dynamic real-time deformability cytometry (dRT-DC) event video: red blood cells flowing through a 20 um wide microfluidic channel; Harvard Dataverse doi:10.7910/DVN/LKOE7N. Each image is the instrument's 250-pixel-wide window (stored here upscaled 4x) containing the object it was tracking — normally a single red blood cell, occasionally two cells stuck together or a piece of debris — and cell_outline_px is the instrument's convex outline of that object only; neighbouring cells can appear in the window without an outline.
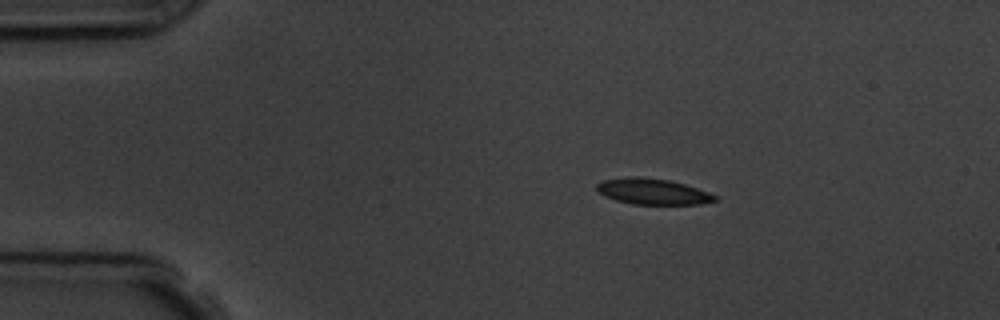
{"species": "common noctule bat (a hibernating species)", "species_latin": "Nyctalus noctula", "temperature_condition": "room temperature", "stored_images_in_passage": 4, "camera_frame_rate_fps": 3000, "um_per_image_px": 0.085, "animal": {"sex": "male", "body_mass_g": 19.5, "forearm_length_mm": 54.6}, "frame": {"image": 1, "passage_image": 1, "time_ms": 0.0, "image_size_px": [1000, 320], "cell_outline_px": [[716, 200], [700, 204], [632, 204], [616, 200], [604, 196], [596, 188], [596, 184], [604, 180], [632, 176], [668, 180], [684, 184], [708, 192], [716, 196]], "centroid_in_image_um": [55.45, 16.28], "position_along_channel_um": 29.5, "area_um2": 17.51}}
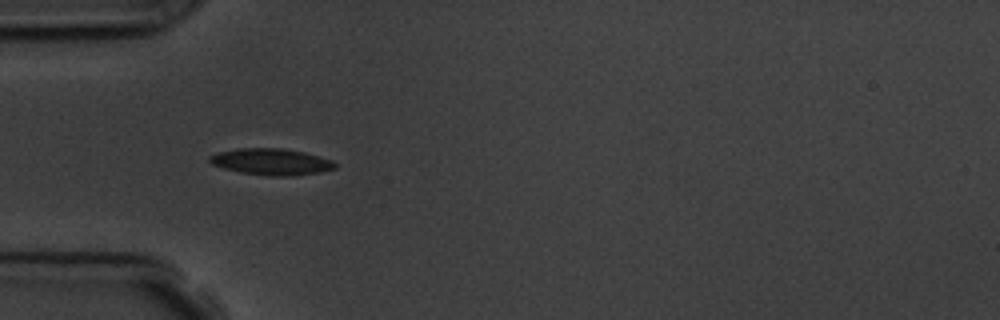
{"frame": {"image": 2, "passage_image": 3, "time_ms": 2.333, "image_size_px": [1000, 320], "cell_outline_px": [[336, 168], [320, 172], [292, 176], [272, 176], [240, 172], [224, 168], [212, 164], [208, 160], [208, 156], [220, 152], [236, 148], [280, 148], [304, 152], [332, 160], [336, 164]], "centroid_in_image_um": [23.05, 13.75], "position_along_channel_um": 61.9, "area_um2": 19.25}}